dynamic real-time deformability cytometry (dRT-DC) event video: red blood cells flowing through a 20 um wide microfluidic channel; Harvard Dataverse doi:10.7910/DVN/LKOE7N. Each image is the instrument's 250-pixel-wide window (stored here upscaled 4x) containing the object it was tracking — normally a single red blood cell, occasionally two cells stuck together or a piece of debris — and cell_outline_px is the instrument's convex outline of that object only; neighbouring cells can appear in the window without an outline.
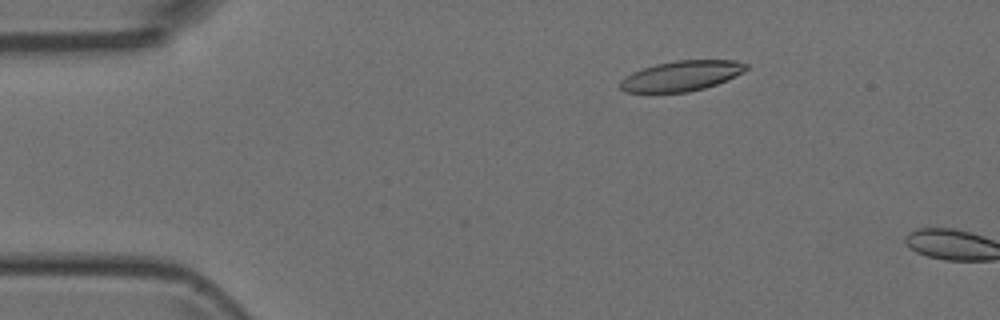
{"species": "Egyptian fruit bat (a non-hibernating species)", "species_latin": "Rousettus aegyptiacus", "temperature_condition": "room temperature", "stored_images_in_passage": 5, "camera_frame_rate_fps": 3000, "um_per_image_px": 0.085, "animal": {"sex": "female"}, "frame": {"image": 1, "passage_image": 3, "time_ms": 0.667, "image_size_px": [1000, 320], "cell_outline_px": [[748, 68], [744, 72], [716, 84], [704, 88], [688, 92], [648, 96], [624, 92], [620, 88], [620, 80], [624, 76], [632, 72], [656, 64], [676, 60], [736, 60], [748, 64]], "centroid_in_image_um": [57.82, 6.5], "position_along_channel_um": 27.2, "area_um2": 23.06}}